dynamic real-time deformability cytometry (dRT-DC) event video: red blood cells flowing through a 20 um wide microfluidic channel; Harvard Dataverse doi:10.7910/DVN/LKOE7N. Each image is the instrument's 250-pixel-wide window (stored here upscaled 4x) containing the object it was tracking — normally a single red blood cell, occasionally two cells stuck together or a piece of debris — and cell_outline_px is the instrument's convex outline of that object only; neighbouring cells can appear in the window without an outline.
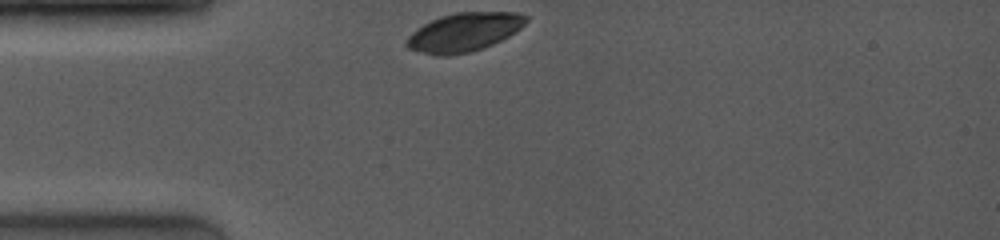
{"species": "common noctule bat (a hibernating species)", "species_latin": "Nyctalus noctula", "temperature_condition": "room temperature", "stored_images_in_passage": 25, "camera_frame_rate_fps": 4000, "um_per_image_px": 0.085, "animal": {"sex": "female", "body_mass_g": 19.0, "forearm_length_mm": 53.3}, "frame": {"image": 1, "passage_image": 1, "time_ms": 0.0, "image_size_px": [1000, 240], "cell_outline_px": [[528, 20], [516, 32], [492, 44], [468, 52], [448, 56], [436, 56], [408, 48], [404, 44], [408, 36], [416, 28], [440, 16], [456, 12], [516, 12], [528, 16]], "centroid_in_image_um": [39.43, 2.73], "position_along_channel_um": 45.6, "area_um2": 26.82}}
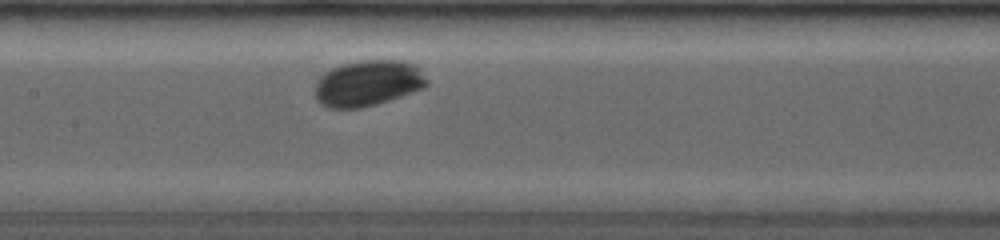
{"frame": {"image": 2, "passage_image": 12, "time_ms": 3.75, "image_size_px": [1000, 240], "cell_outline_px": [[428, 84], [424, 88], [376, 104], [360, 108], [328, 108], [320, 104], [316, 100], [316, 80], [324, 72], [332, 68], [344, 64], [360, 60], [400, 60], [416, 64], [428, 80]], "centroid_in_image_um": [31.27, 7.07], "position_along_channel_um": 176.1, "area_um2": 30.0}}
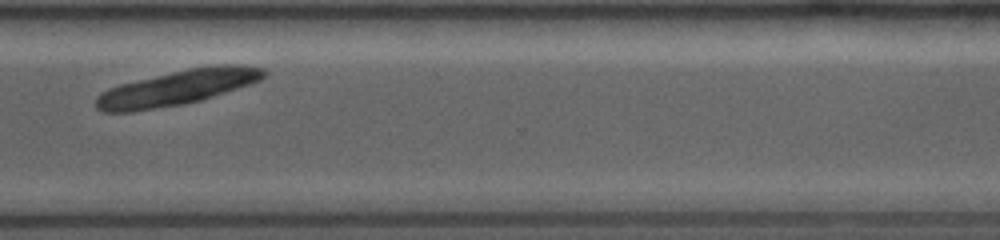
{"frame": {"image": 3, "passage_image": 25, "time_ms": 8.25, "image_size_px": [1000, 240], "cell_outline_px": [[268, 72], [260, 80], [200, 100], [184, 104], [132, 112], [100, 112], [96, 108], [96, 96], [108, 88], [120, 84], [188, 68], [216, 64], [244, 64], [264, 68]], "centroid_in_image_um": [15.06, 7.44], "position_along_channel_um": 355.5, "area_um2": 34.22}}